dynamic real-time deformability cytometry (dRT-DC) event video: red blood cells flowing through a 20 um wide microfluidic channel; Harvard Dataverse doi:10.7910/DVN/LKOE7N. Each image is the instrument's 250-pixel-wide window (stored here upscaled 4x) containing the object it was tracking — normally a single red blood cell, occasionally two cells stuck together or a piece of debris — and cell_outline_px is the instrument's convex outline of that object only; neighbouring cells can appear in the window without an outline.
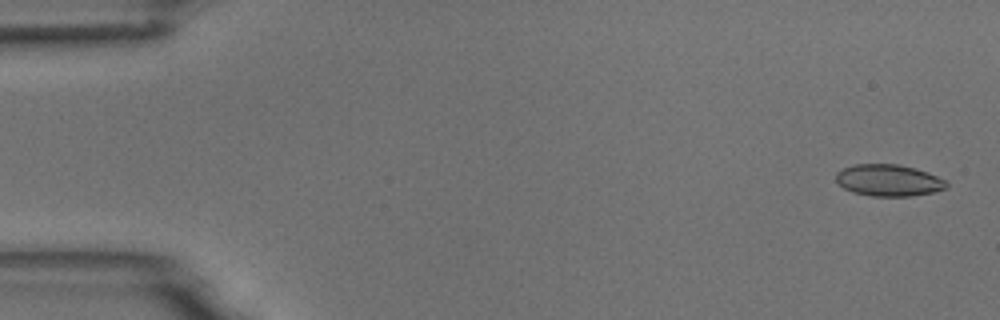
{"species": "common noctule bat (a hibernating species)", "species_latin": "Nyctalus noctula", "temperature_condition": "room temperature", "stored_images_in_passage": 5, "camera_frame_rate_fps": 3000, "um_per_image_px": 0.085, "animal": {"sex": "male", "body_mass_g": 18.8}, "frame": {"image": 1, "passage_image": 1, "time_ms": 0.0, "image_size_px": [1000, 320], "cell_outline_px": [[948, 188], [932, 192], [908, 196], [872, 196], [852, 192], [844, 188], [836, 180], [836, 172], [844, 168], [856, 164], [896, 164], [916, 168], [928, 172], [944, 180], [948, 184]], "centroid_in_image_um": [75.53, 15.32], "position_along_channel_um": 9.5, "area_um2": 20.29}}
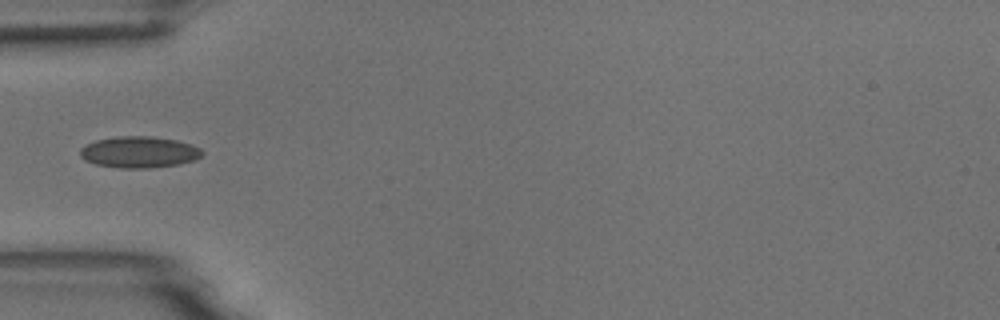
{"frame": {"image": 2, "passage_image": 5, "time_ms": 1.333, "image_size_px": [1000, 320], "cell_outline_px": [[204, 152], [196, 160], [180, 164], [148, 168], [120, 168], [96, 164], [84, 160], [80, 156], [80, 148], [84, 144], [96, 140], [120, 136], [152, 136], [176, 140], [192, 144], [200, 148]], "centroid_in_image_um": [11.83, 12.93], "position_along_channel_um": 73.2, "area_um2": 22.48}}